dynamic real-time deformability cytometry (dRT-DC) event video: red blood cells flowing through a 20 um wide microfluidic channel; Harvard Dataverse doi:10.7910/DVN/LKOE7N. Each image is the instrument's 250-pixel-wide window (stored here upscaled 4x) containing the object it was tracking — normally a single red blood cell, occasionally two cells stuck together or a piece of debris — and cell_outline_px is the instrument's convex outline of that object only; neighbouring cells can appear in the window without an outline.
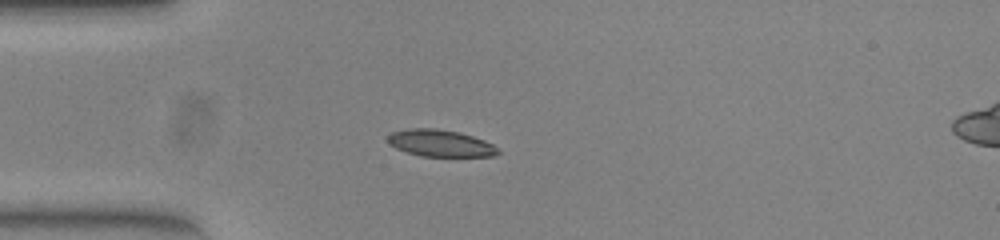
{"species": "common noctule bat (a hibernating species)", "species_latin": "Nyctalus noctula", "temperature_condition": "warm", "stored_images_in_passage": 39, "camera_frame_rate_fps": 3000, "um_per_image_px": 0.085, "animal": {"sex": "female", "body_mass_g": 23.0, "forearm_length_mm": 53.4}, "frame": {"image": 1, "passage_image": 1, "time_ms": 0.0, "image_size_px": [1000, 240], "cell_outline_px": [[500, 152], [496, 156], [420, 156], [396, 148], [388, 144], [388, 136], [392, 132], [412, 128], [436, 128], [460, 132], [484, 140], [492, 144]], "centroid_in_image_um": [37.43, 12.17], "position_along_channel_um": 47.6, "area_um2": 17.17}}
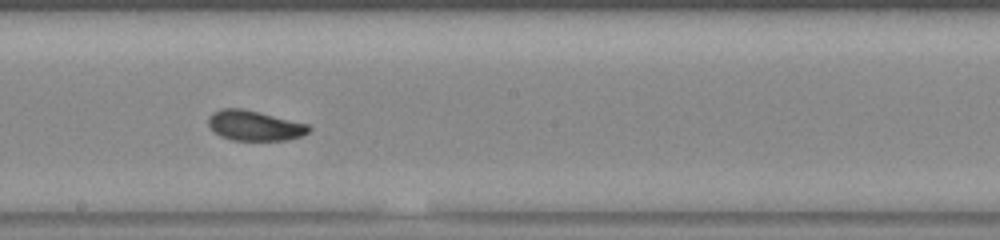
{"frame": {"image": 2, "passage_image": 16, "time_ms": 5.0, "image_size_px": [1000, 240], "cell_outline_px": [[312, 128], [308, 132], [300, 136], [284, 140], [232, 140], [220, 136], [208, 124], [208, 116], [212, 112], [220, 108], [240, 108], [308, 124]], "centroid_in_image_um": [21.6, 10.67], "position_along_channel_um": 226.6, "area_um2": 17.4}}
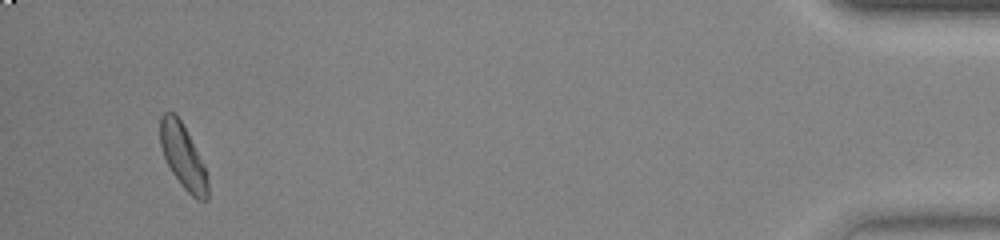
{"frame": {"image": 3, "passage_image": 37, "time_ms": 12.0, "image_size_px": [1000, 240], "cell_outline_px": [[208, 200], [196, 200], [180, 184], [172, 172], [164, 156], [160, 144], [160, 116], [164, 112], [172, 112], [180, 120], [204, 164], [208, 176]], "centroid_in_image_um": [15.56, 13.34], "position_along_channel_um": 419.6, "area_um2": 17.63}, "authors_computed_cell_mechanics": {"area_um2": 17.8024, "velocity_mm_per_s": 3.8818, "shape_relaxation_time_tau1_ms": 3.1902, "shape_relaxation_time_tau2_ms": 1.9043, "deformation_change_tau1": 0.1335, "deformation_change_tau2": 0.0708}}